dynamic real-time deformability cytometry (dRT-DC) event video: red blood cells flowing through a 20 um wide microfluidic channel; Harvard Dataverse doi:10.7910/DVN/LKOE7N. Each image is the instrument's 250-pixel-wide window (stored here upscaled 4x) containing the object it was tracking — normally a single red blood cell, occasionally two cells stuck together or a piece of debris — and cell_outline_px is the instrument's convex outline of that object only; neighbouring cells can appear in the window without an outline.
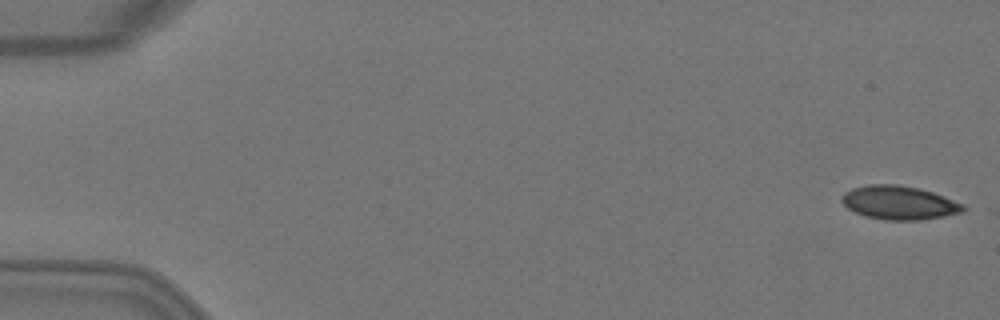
{"species": "Egyptian fruit bat (a non-hibernating species)", "species_latin": "Rousettus aegyptiacus", "temperature_condition": "warm", "stored_images_in_passage": 4, "camera_frame_rate_fps": 3000, "um_per_image_px": 0.085, "animal": {"sex": "female"}, "frame": {"image": 1, "passage_image": 1, "time_ms": 0.0, "image_size_px": [1000, 320], "cell_outline_px": [[968, 208], [960, 212], [944, 216], [920, 220], [884, 220], [864, 216], [848, 208], [840, 200], [840, 196], [844, 192], [852, 188], [868, 184], [896, 184], [916, 188], [932, 192], [964, 204]], "centroid_in_image_um": [76.39, 17.23], "position_along_channel_um": 8.6, "area_um2": 23.81}}
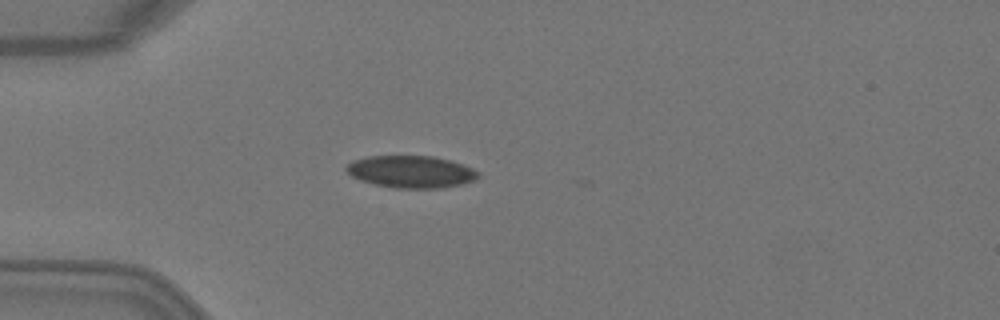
{"frame": {"image": 2, "passage_image": 4, "time_ms": 1.0, "image_size_px": [1000, 320], "cell_outline_px": [[480, 176], [476, 180], [460, 184], [440, 188], [392, 188], [360, 180], [352, 176], [344, 168], [352, 160], [368, 156], [432, 156], [452, 160], [464, 164], [480, 172]], "centroid_in_image_um": [34.96, 14.59], "position_along_channel_um": 50.0, "area_um2": 24.85}}